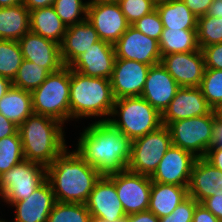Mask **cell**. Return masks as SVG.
Here are the masks:
<instances>
[{
	"instance_id": "obj_13",
	"label": "cell",
	"mask_w": 222,
	"mask_h": 222,
	"mask_svg": "<svg viewBox=\"0 0 222 222\" xmlns=\"http://www.w3.org/2000/svg\"><path fill=\"white\" fill-rule=\"evenodd\" d=\"M160 63L180 87H200L205 71V59L201 49L164 55Z\"/></svg>"
},
{
	"instance_id": "obj_17",
	"label": "cell",
	"mask_w": 222,
	"mask_h": 222,
	"mask_svg": "<svg viewBox=\"0 0 222 222\" xmlns=\"http://www.w3.org/2000/svg\"><path fill=\"white\" fill-rule=\"evenodd\" d=\"M212 111L200 87H180L162 113V125L168 126L173 121L203 116Z\"/></svg>"
},
{
	"instance_id": "obj_18",
	"label": "cell",
	"mask_w": 222,
	"mask_h": 222,
	"mask_svg": "<svg viewBox=\"0 0 222 222\" xmlns=\"http://www.w3.org/2000/svg\"><path fill=\"white\" fill-rule=\"evenodd\" d=\"M23 59L46 68L50 73L59 71L64 65L60 56V45L32 31L18 40Z\"/></svg>"
},
{
	"instance_id": "obj_29",
	"label": "cell",
	"mask_w": 222,
	"mask_h": 222,
	"mask_svg": "<svg viewBox=\"0 0 222 222\" xmlns=\"http://www.w3.org/2000/svg\"><path fill=\"white\" fill-rule=\"evenodd\" d=\"M161 56L199 50L197 30L163 28L159 39Z\"/></svg>"
},
{
	"instance_id": "obj_6",
	"label": "cell",
	"mask_w": 222,
	"mask_h": 222,
	"mask_svg": "<svg viewBox=\"0 0 222 222\" xmlns=\"http://www.w3.org/2000/svg\"><path fill=\"white\" fill-rule=\"evenodd\" d=\"M32 95L35 114L49 116L64 124L70 119V67L50 73Z\"/></svg>"
},
{
	"instance_id": "obj_51",
	"label": "cell",
	"mask_w": 222,
	"mask_h": 222,
	"mask_svg": "<svg viewBox=\"0 0 222 222\" xmlns=\"http://www.w3.org/2000/svg\"><path fill=\"white\" fill-rule=\"evenodd\" d=\"M23 3V0H0V7H9Z\"/></svg>"
},
{
	"instance_id": "obj_1",
	"label": "cell",
	"mask_w": 222,
	"mask_h": 222,
	"mask_svg": "<svg viewBox=\"0 0 222 222\" xmlns=\"http://www.w3.org/2000/svg\"><path fill=\"white\" fill-rule=\"evenodd\" d=\"M77 140L75 151L102 176L128 168L132 141L108 120L91 123Z\"/></svg>"
},
{
	"instance_id": "obj_14",
	"label": "cell",
	"mask_w": 222,
	"mask_h": 222,
	"mask_svg": "<svg viewBox=\"0 0 222 222\" xmlns=\"http://www.w3.org/2000/svg\"><path fill=\"white\" fill-rule=\"evenodd\" d=\"M150 67L142 62L115 58L110 78L115 100L123 97L141 96Z\"/></svg>"
},
{
	"instance_id": "obj_8",
	"label": "cell",
	"mask_w": 222,
	"mask_h": 222,
	"mask_svg": "<svg viewBox=\"0 0 222 222\" xmlns=\"http://www.w3.org/2000/svg\"><path fill=\"white\" fill-rule=\"evenodd\" d=\"M46 181V167L23 160L0 175V190L3 202L13 204L30 197Z\"/></svg>"
},
{
	"instance_id": "obj_54",
	"label": "cell",
	"mask_w": 222,
	"mask_h": 222,
	"mask_svg": "<svg viewBox=\"0 0 222 222\" xmlns=\"http://www.w3.org/2000/svg\"><path fill=\"white\" fill-rule=\"evenodd\" d=\"M215 113H216V116L222 119V104L217 109H215Z\"/></svg>"
},
{
	"instance_id": "obj_2",
	"label": "cell",
	"mask_w": 222,
	"mask_h": 222,
	"mask_svg": "<svg viewBox=\"0 0 222 222\" xmlns=\"http://www.w3.org/2000/svg\"><path fill=\"white\" fill-rule=\"evenodd\" d=\"M67 149L46 167V180L57 202L86 204L102 175L75 150L70 152Z\"/></svg>"
},
{
	"instance_id": "obj_11",
	"label": "cell",
	"mask_w": 222,
	"mask_h": 222,
	"mask_svg": "<svg viewBox=\"0 0 222 222\" xmlns=\"http://www.w3.org/2000/svg\"><path fill=\"white\" fill-rule=\"evenodd\" d=\"M87 20L94 26L100 40L114 45L130 24L118 3L88 2Z\"/></svg>"
},
{
	"instance_id": "obj_57",
	"label": "cell",
	"mask_w": 222,
	"mask_h": 222,
	"mask_svg": "<svg viewBox=\"0 0 222 222\" xmlns=\"http://www.w3.org/2000/svg\"><path fill=\"white\" fill-rule=\"evenodd\" d=\"M0 198H2V199H3L1 190H0Z\"/></svg>"
},
{
	"instance_id": "obj_22",
	"label": "cell",
	"mask_w": 222,
	"mask_h": 222,
	"mask_svg": "<svg viewBox=\"0 0 222 222\" xmlns=\"http://www.w3.org/2000/svg\"><path fill=\"white\" fill-rule=\"evenodd\" d=\"M99 40L98 33L87 19L67 27L60 44V56L63 65L70 66Z\"/></svg>"
},
{
	"instance_id": "obj_55",
	"label": "cell",
	"mask_w": 222,
	"mask_h": 222,
	"mask_svg": "<svg viewBox=\"0 0 222 222\" xmlns=\"http://www.w3.org/2000/svg\"><path fill=\"white\" fill-rule=\"evenodd\" d=\"M91 222H108L105 220H99V219H92ZM111 222H125L124 219H120V220H115V221H111Z\"/></svg>"
},
{
	"instance_id": "obj_15",
	"label": "cell",
	"mask_w": 222,
	"mask_h": 222,
	"mask_svg": "<svg viewBox=\"0 0 222 222\" xmlns=\"http://www.w3.org/2000/svg\"><path fill=\"white\" fill-rule=\"evenodd\" d=\"M196 158L191 152L171 145L151 176L152 182L188 186Z\"/></svg>"
},
{
	"instance_id": "obj_48",
	"label": "cell",
	"mask_w": 222,
	"mask_h": 222,
	"mask_svg": "<svg viewBox=\"0 0 222 222\" xmlns=\"http://www.w3.org/2000/svg\"><path fill=\"white\" fill-rule=\"evenodd\" d=\"M55 0H23V5L29 10H35L39 8H44L52 6Z\"/></svg>"
},
{
	"instance_id": "obj_26",
	"label": "cell",
	"mask_w": 222,
	"mask_h": 222,
	"mask_svg": "<svg viewBox=\"0 0 222 222\" xmlns=\"http://www.w3.org/2000/svg\"><path fill=\"white\" fill-rule=\"evenodd\" d=\"M66 30L67 26L59 18L53 6L30 11V31L60 45Z\"/></svg>"
},
{
	"instance_id": "obj_12",
	"label": "cell",
	"mask_w": 222,
	"mask_h": 222,
	"mask_svg": "<svg viewBox=\"0 0 222 222\" xmlns=\"http://www.w3.org/2000/svg\"><path fill=\"white\" fill-rule=\"evenodd\" d=\"M118 59H127L154 66L161 61L159 41L146 36L132 25L114 44Z\"/></svg>"
},
{
	"instance_id": "obj_40",
	"label": "cell",
	"mask_w": 222,
	"mask_h": 222,
	"mask_svg": "<svg viewBox=\"0 0 222 222\" xmlns=\"http://www.w3.org/2000/svg\"><path fill=\"white\" fill-rule=\"evenodd\" d=\"M205 69L222 70V43H216L202 49Z\"/></svg>"
},
{
	"instance_id": "obj_35",
	"label": "cell",
	"mask_w": 222,
	"mask_h": 222,
	"mask_svg": "<svg viewBox=\"0 0 222 222\" xmlns=\"http://www.w3.org/2000/svg\"><path fill=\"white\" fill-rule=\"evenodd\" d=\"M52 6L59 18L67 27L83 22L87 19V1L55 0Z\"/></svg>"
},
{
	"instance_id": "obj_5",
	"label": "cell",
	"mask_w": 222,
	"mask_h": 222,
	"mask_svg": "<svg viewBox=\"0 0 222 222\" xmlns=\"http://www.w3.org/2000/svg\"><path fill=\"white\" fill-rule=\"evenodd\" d=\"M118 116L117 118H115ZM111 122L131 141L162 126V114L151 106L142 96L123 97L115 100Z\"/></svg>"
},
{
	"instance_id": "obj_46",
	"label": "cell",
	"mask_w": 222,
	"mask_h": 222,
	"mask_svg": "<svg viewBox=\"0 0 222 222\" xmlns=\"http://www.w3.org/2000/svg\"><path fill=\"white\" fill-rule=\"evenodd\" d=\"M18 128L16 124L0 113V139L15 135L18 132Z\"/></svg>"
},
{
	"instance_id": "obj_37",
	"label": "cell",
	"mask_w": 222,
	"mask_h": 222,
	"mask_svg": "<svg viewBox=\"0 0 222 222\" xmlns=\"http://www.w3.org/2000/svg\"><path fill=\"white\" fill-rule=\"evenodd\" d=\"M118 4L130 25L156 9L152 0H119Z\"/></svg>"
},
{
	"instance_id": "obj_41",
	"label": "cell",
	"mask_w": 222,
	"mask_h": 222,
	"mask_svg": "<svg viewBox=\"0 0 222 222\" xmlns=\"http://www.w3.org/2000/svg\"><path fill=\"white\" fill-rule=\"evenodd\" d=\"M222 222V190L219 189L213 196L207 197L201 202Z\"/></svg>"
},
{
	"instance_id": "obj_43",
	"label": "cell",
	"mask_w": 222,
	"mask_h": 222,
	"mask_svg": "<svg viewBox=\"0 0 222 222\" xmlns=\"http://www.w3.org/2000/svg\"><path fill=\"white\" fill-rule=\"evenodd\" d=\"M192 222H221L212 212L204 205L198 203L194 213Z\"/></svg>"
},
{
	"instance_id": "obj_21",
	"label": "cell",
	"mask_w": 222,
	"mask_h": 222,
	"mask_svg": "<svg viewBox=\"0 0 222 222\" xmlns=\"http://www.w3.org/2000/svg\"><path fill=\"white\" fill-rule=\"evenodd\" d=\"M55 202L52 187L46 180L29 198L10 205L16 213L12 222H47Z\"/></svg>"
},
{
	"instance_id": "obj_20",
	"label": "cell",
	"mask_w": 222,
	"mask_h": 222,
	"mask_svg": "<svg viewBox=\"0 0 222 222\" xmlns=\"http://www.w3.org/2000/svg\"><path fill=\"white\" fill-rule=\"evenodd\" d=\"M179 88L178 83L159 63L149 68L141 96L162 114Z\"/></svg>"
},
{
	"instance_id": "obj_19",
	"label": "cell",
	"mask_w": 222,
	"mask_h": 222,
	"mask_svg": "<svg viewBox=\"0 0 222 222\" xmlns=\"http://www.w3.org/2000/svg\"><path fill=\"white\" fill-rule=\"evenodd\" d=\"M115 58L114 45L99 40L69 67L86 76L110 79Z\"/></svg>"
},
{
	"instance_id": "obj_45",
	"label": "cell",
	"mask_w": 222,
	"mask_h": 222,
	"mask_svg": "<svg viewBox=\"0 0 222 222\" xmlns=\"http://www.w3.org/2000/svg\"><path fill=\"white\" fill-rule=\"evenodd\" d=\"M125 222H159V218L150 210L127 215Z\"/></svg>"
},
{
	"instance_id": "obj_44",
	"label": "cell",
	"mask_w": 222,
	"mask_h": 222,
	"mask_svg": "<svg viewBox=\"0 0 222 222\" xmlns=\"http://www.w3.org/2000/svg\"><path fill=\"white\" fill-rule=\"evenodd\" d=\"M210 148H222V119L216 116L215 110Z\"/></svg>"
},
{
	"instance_id": "obj_30",
	"label": "cell",
	"mask_w": 222,
	"mask_h": 222,
	"mask_svg": "<svg viewBox=\"0 0 222 222\" xmlns=\"http://www.w3.org/2000/svg\"><path fill=\"white\" fill-rule=\"evenodd\" d=\"M49 74L50 72L46 68L23 59L12 85L32 92L45 81Z\"/></svg>"
},
{
	"instance_id": "obj_50",
	"label": "cell",
	"mask_w": 222,
	"mask_h": 222,
	"mask_svg": "<svg viewBox=\"0 0 222 222\" xmlns=\"http://www.w3.org/2000/svg\"><path fill=\"white\" fill-rule=\"evenodd\" d=\"M11 87L12 81L0 75V99L8 92Z\"/></svg>"
},
{
	"instance_id": "obj_38",
	"label": "cell",
	"mask_w": 222,
	"mask_h": 222,
	"mask_svg": "<svg viewBox=\"0 0 222 222\" xmlns=\"http://www.w3.org/2000/svg\"><path fill=\"white\" fill-rule=\"evenodd\" d=\"M132 26L141 33L157 41H159L164 28L157 9L141 17L138 21L132 24Z\"/></svg>"
},
{
	"instance_id": "obj_10",
	"label": "cell",
	"mask_w": 222,
	"mask_h": 222,
	"mask_svg": "<svg viewBox=\"0 0 222 222\" xmlns=\"http://www.w3.org/2000/svg\"><path fill=\"white\" fill-rule=\"evenodd\" d=\"M107 177L115 184L126 216L148 210L152 186L150 176L126 169Z\"/></svg>"
},
{
	"instance_id": "obj_56",
	"label": "cell",
	"mask_w": 222,
	"mask_h": 222,
	"mask_svg": "<svg viewBox=\"0 0 222 222\" xmlns=\"http://www.w3.org/2000/svg\"><path fill=\"white\" fill-rule=\"evenodd\" d=\"M0 222H7V220L5 221L4 219H0ZM10 222V221H9Z\"/></svg>"
},
{
	"instance_id": "obj_23",
	"label": "cell",
	"mask_w": 222,
	"mask_h": 222,
	"mask_svg": "<svg viewBox=\"0 0 222 222\" xmlns=\"http://www.w3.org/2000/svg\"><path fill=\"white\" fill-rule=\"evenodd\" d=\"M222 190V172L204 157L196 158L188 185V194L198 203Z\"/></svg>"
},
{
	"instance_id": "obj_53",
	"label": "cell",
	"mask_w": 222,
	"mask_h": 222,
	"mask_svg": "<svg viewBox=\"0 0 222 222\" xmlns=\"http://www.w3.org/2000/svg\"><path fill=\"white\" fill-rule=\"evenodd\" d=\"M172 0H152L153 4L155 6H158L160 4H164V3H168V2H171Z\"/></svg>"
},
{
	"instance_id": "obj_49",
	"label": "cell",
	"mask_w": 222,
	"mask_h": 222,
	"mask_svg": "<svg viewBox=\"0 0 222 222\" xmlns=\"http://www.w3.org/2000/svg\"><path fill=\"white\" fill-rule=\"evenodd\" d=\"M206 14L219 19L222 18V0H213Z\"/></svg>"
},
{
	"instance_id": "obj_4",
	"label": "cell",
	"mask_w": 222,
	"mask_h": 222,
	"mask_svg": "<svg viewBox=\"0 0 222 222\" xmlns=\"http://www.w3.org/2000/svg\"><path fill=\"white\" fill-rule=\"evenodd\" d=\"M69 101L71 120L87 117L109 120L115 102L110 79L86 76L70 68Z\"/></svg>"
},
{
	"instance_id": "obj_31",
	"label": "cell",
	"mask_w": 222,
	"mask_h": 222,
	"mask_svg": "<svg viewBox=\"0 0 222 222\" xmlns=\"http://www.w3.org/2000/svg\"><path fill=\"white\" fill-rule=\"evenodd\" d=\"M23 55L18 41L0 39V75L13 81Z\"/></svg>"
},
{
	"instance_id": "obj_9",
	"label": "cell",
	"mask_w": 222,
	"mask_h": 222,
	"mask_svg": "<svg viewBox=\"0 0 222 222\" xmlns=\"http://www.w3.org/2000/svg\"><path fill=\"white\" fill-rule=\"evenodd\" d=\"M171 145L170 130L164 125L156 131L133 140L127 169L151 177Z\"/></svg>"
},
{
	"instance_id": "obj_24",
	"label": "cell",
	"mask_w": 222,
	"mask_h": 222,
	"mask_svg": "<svg viewBox=\"0 0 222 222\" xmlns=\"http://www.w3.org/2000/svg\"><path fill=\"white\" fill-rule=\"evenodd\" d=\"M188 196V186L152 182L148 210L158 218L165 217Z\"/></svg>"
},
{
	"instance_id": "obj_28",
	"label": "cell",
	"mask_w": 222,
	"mask_h": 222,
	"mask_svg": "<svg viewBox=\"0 0 222 222\" xmlns=\"http://www.w3.org/2000/svg\"><path fill=\"white\" fill-rule=\"evenodd\" d=\"M156 9L164 28L197 30L198 17L191 12L183 0H172L156 6Z\"/></svg>"
},
{
	"instance_id": "obj_39",
	"label": "cell",
	"mask_w": 222,
	"mask_h": 222,
	"mask_svg": "<svg viewBox=\"0 0 222 222\" xmlns=\"http://www.w3.org/2000/svg\"><path fill=\"white\" fill-rule=\"evenodd\" d=\"M197 204L193 197L188 196L169 215L159 218V222H192Z\"/></svg>"
},
{
	"instance_id": "obj_36",
	"label": "cell",
	"mask_w": 222,
	"mask_h": 222,
	"mask_svg": "<svg viewBox=\"0 0 222 222\" xmlns=\"http://www.w3.org/2000/svg\"><path fill=\"white\" fill-rule=\"evenodd\" d=\"M200 89L209 106L217 109L222 104V70L205 69Z\"/></svg>"
},
{
	"instance_id": "obj_25",
	"label": "cell",
	"mask_w": 222,
	"mask_h": 222,
	"mask_svg": "<svg viewBox=\"0 0 222 222\" xmlns=\"http://www.w3.org/2000/svg\"><path fill=\"white\" fill-rule=\"evenodd\" d=\"M30 31V11L21 3L0 7V39L18 41Z\"/></svg>"
},
{
	"instance_id": "obj_27",
	"label": "cell",
	"mask_w": 222,
	"mask_h": 222,
	"mask_svg": "<svg viewBox=\"0 0 222 222\" xmlns=\"http://www.w3.org/2000/svg\"><path fill=\"white\" fill-rule=\"evenodd\" d=\"M0 113L19 127L34 113L31 92L12 85L0 99Z\"/></svg>"
},
{
	"instance_id": "obj_16",
	"label": "cell",
	"mask_w": 222,
	"mask_h": 222,
	"mask_svg": "<svg viewBox=\"0 0 222 222\" xmlns=\"http://www.w3.org/2000/svg\"><path fill=\"white\" fill-rule=\"evenodd\" d=\"M86 206L92 219L111 222L126 217L115 184L107 176H101L95 183Z\"/></svg>"
},
{
	"instance_id": "obj_33",
	"label": "cell",
	"mask_w": 222,
	"mask_h": 222,
	"mask_svg": "<svg viewBox=\"0 0 222 222\" xmlns=\"http://www.w3.org/2000/svg\"><path fill=\"white\" fill-rule=\"evenodd\" d=\"M24 160L19 131L15 135L0 139V175Z\"/></svg>"
},
{
	"instance_id": "obj_52",
	"label": "cell",
	"mask_w": 222,
	"mask_h": 222,
	"mask_svg": "<svg viewBox=\"0 0 222 222\" xmlns=\"http://www.w3.org/2000/svg\"><path fill=\"white\" fill-rule=\"evenodd\" d=\"M88 2H96V3H108V2H112V3H118L119 0H88Z\"/></svg>"
},
{
	"instance_id": "obj_7",
	"label": "cell",
	"mask_w": 222,
	"mask_h": 222,
	"mask_svg": "<svg viewBox=\"0 0 222 222\" xmlns=\"http://www.w3.org/2000/svg\"><path fill=\"white\" fill-rule=\"evenodd\" d=\"M214 110L210 114L171 122L172 145L191 152L195 157H205L211 145Z\"/></svg>"
},
{
	"instance_id": "obj_47",
	"label": "cell",
	"mask_w": 222,
	"mask_h": 222,
	"mask_svg": "<svg viewBox=\"0 0 222 222\" xmlns=\"http://www.w3.org/2000/svg\"><path fill=\"white\" fill-rule=\"evenodd\" d=\"M204 158L222 172V148H209Z\"/></svg>"
},
{
	"instance_id": "obj_3",
	"label": "cell",
	"mask_w": 222,
	"mask_h": 222,
	"mask_svg": "<svg viewBox=\"0 0 222 222\" xmlns=\"http://www.w3.org/2000/svg\"><path fill=\"white\" fill-rule=\"evenodd\" d=\"M60 121L33 113L18 128L24 160L48 167L66 148L64 128ZM63 129V130H62Z\"/></svg>"
},
{
	"instance_id": "obj_42",
	"label": "cell",
	"mask_w": 222,
	"mask_h": 222,
	"mask_svg": "<svg viewBox=\"0 0 222 222\" xmlns=\"http://www.w3.org/2000/svg\"><path fill=\"white\" fill-rule=\"evenodd\" d=\"M183 2L195 16L200 17L206 15L213 0H183Z\"/></svg>"
},
{
	"instance_id": "obj_34",
	"label": "cell",
	"mask_w": 222,
	"mask_h": 222,
	"mask_svg": "<svg viewBox=\"0 0 222 222\" xmlns=\"http://www.w3.org/2000/svg\"><path fill=\"white\" fill-rule=\"evenodd\" d=\"M197 43L201 50L209 45L222 43V18L207 14L198 17Z\"/></svg>"
},
{
	"instance_id": "obj_32",
	"label": "cell",
	"mask_w": 222,
	"mask_h": 222,
	"mask_svg": "<svg viewBox=\"0 0 222 222\" xmlns=\"http://www.w3.org/2000/svg\"><path fill=\"white\" fill-rule=\"evenodd\" d=\"M92 216L82 203L55 202L47 222H91Z\"/></svg>"
}]
</instances>
